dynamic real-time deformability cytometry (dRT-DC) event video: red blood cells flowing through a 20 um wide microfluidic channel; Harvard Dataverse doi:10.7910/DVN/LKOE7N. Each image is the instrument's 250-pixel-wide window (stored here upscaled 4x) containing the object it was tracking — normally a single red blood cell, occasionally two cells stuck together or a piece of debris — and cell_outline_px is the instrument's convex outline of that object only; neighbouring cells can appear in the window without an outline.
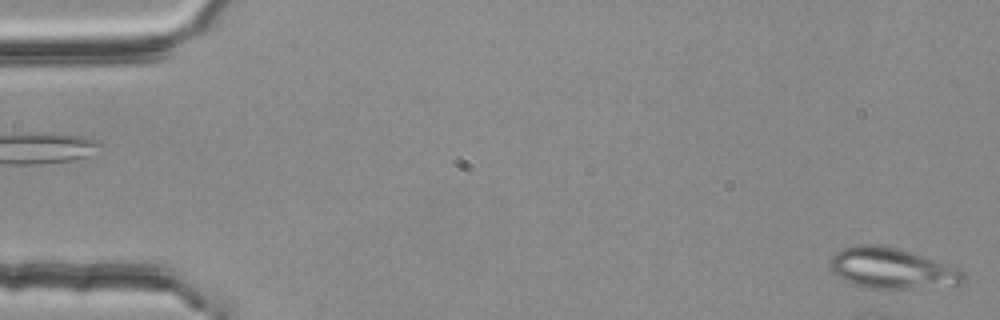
{"species": "common noctule bat (a hibernating species)", "species_latin": "Nyctalus noctula", "temperature_condition": "room temperature", "stored_images_in_passage": 1, "camera_frame_rate_fps": 3000, "um_per_image_px": 0.085, "animal": {"sex": "female", "body_mass_g": 25.1}, "frame": {"image": 1, "passage_image": 1, "time_ms": 0.0, "image_size_px": [1000, 320], "cell_outline_px": [[964, 284], [912, 288], [868, 288], [852, 284], [836, 276], [832, 272], [828, 264], [828, 260], [840, 248], [856, 244], [880, 244], [900, 248], [960, 268], [964, 272]], "centroid_in_image_um": [75.77, 22.78], "position_along_channel_um": 9.2, "area_um2": 32.14}}